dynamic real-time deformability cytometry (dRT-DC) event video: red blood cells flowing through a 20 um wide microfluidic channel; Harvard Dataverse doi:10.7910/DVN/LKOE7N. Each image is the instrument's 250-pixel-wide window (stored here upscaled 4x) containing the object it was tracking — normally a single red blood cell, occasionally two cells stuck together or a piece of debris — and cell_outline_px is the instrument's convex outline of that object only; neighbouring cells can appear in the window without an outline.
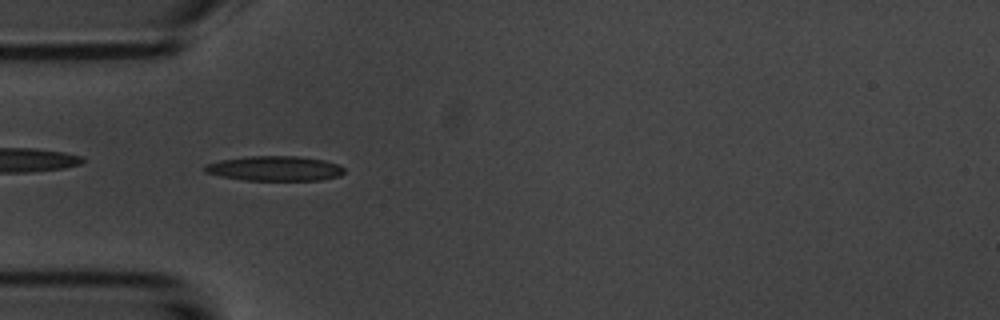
{"species": "common noctule bat (a hibernating species)", "species_latin": "Nyctalus noctula", "temperature_condition": "room temperature", "stored_images_in_passage": 6, "camera_frame_rate_fps": 3000, "um_per_image_px": 0.085, "animal": {"sex": "male", "body_mass_g": 20.1, "forearm_length_mm": 53.5}, "frame": {"image": 1, "passage_image": 5, "time_ms": 5.667, "image_size_px": [1000, 320], "cell_outline_px": [[344, 172], [340, 176], [320, 180], [244, 180], [220, 176], [204, 172], [204, 164], [220, 160], [248, 156], [300, 156], [324, 160], [336, 164], [344, 168]], "centroid_in_image_um": [23.33, 14.31], "position_along_channel_um": 61.7, "area_um2": 20.23}}